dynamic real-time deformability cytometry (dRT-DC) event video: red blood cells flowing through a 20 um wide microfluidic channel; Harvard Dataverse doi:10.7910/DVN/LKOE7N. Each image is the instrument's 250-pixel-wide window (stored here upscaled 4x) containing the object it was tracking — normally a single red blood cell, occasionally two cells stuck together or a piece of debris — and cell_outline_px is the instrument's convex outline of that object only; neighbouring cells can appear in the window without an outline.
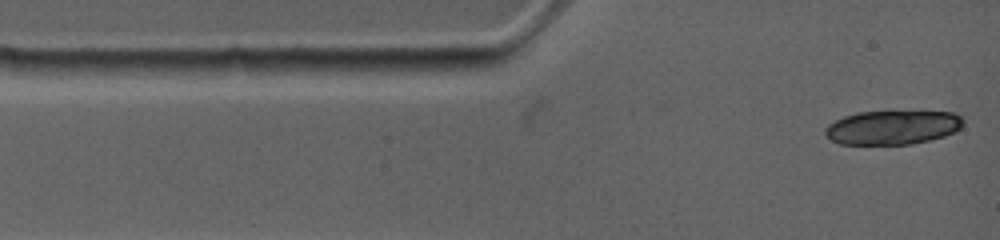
{"species": "common noctule bat (a hibernating species)", "species_latin": "Nyctalus noctula", "temperature_condition": "warm", "stored_images_in_passage": 3, "camera_frame_rate_fps": 4500, "um_per_image_px": 0.085, "animal": {"sex": "female", "body_mass_g": 19.0, "forearm_length_mm": 53.3}, "frame": {"image": 1, "passage_image": 1, "time_ms": 0.0, "image_size_px": [1000, 240], "cell_outline_px": [[964, 124], [960, 128], [944, 136], [912, 144], [840, 144], [832, 140], [824, 132], [824, 128], [828, 124], [844, 116], [860, 112], [952, 112], [960, 116], [964, 120]], "centroid_in_image_um": [75.86, 10.83], "position_along_channel_um": 9.1, "area_um2": 27.11}}